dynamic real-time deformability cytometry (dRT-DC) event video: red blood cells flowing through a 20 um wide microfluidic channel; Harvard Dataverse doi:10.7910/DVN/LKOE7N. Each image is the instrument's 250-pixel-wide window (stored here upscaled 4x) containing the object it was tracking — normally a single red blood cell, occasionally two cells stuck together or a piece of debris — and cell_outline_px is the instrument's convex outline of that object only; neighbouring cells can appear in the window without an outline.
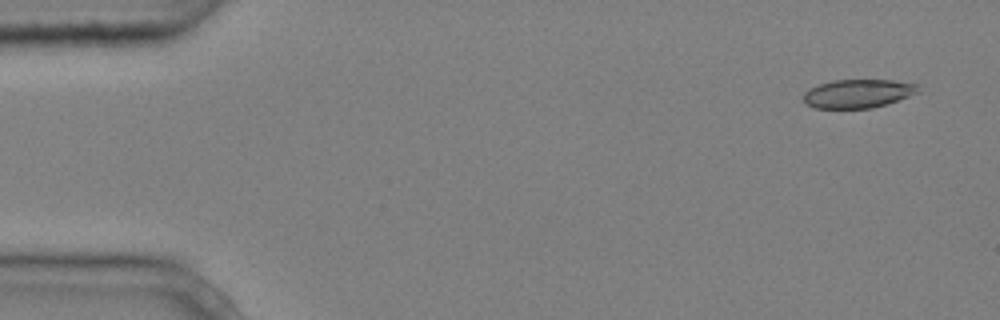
{"species": "common noctule bat (a hibernating species)", "species_latin": "Nyctalus noctula", "temperature_condition": "cold", "stored_images_in_passage": 7, "camera_frame_rate_fps": 3000, "um_per_image_px": 0.085, "animal": {"sex": "male", "body_mass_g": 20.4}, "frame": {"image": 1, "passage_image": 1, "time_ms": 0.0, "image_size_px": [1000, 320], "cell_outline_px": [[920, 92], [872, 108], [816, 108], [808, 104], [804, 100], [804, 92], [808, 88], [820, 84], [836, 80], [892, 80], [920, 84]], "centroid_in_image_um": [72.95, 7.94], "position_along_channel_um": 12.0, "area_um2": 18.96}}
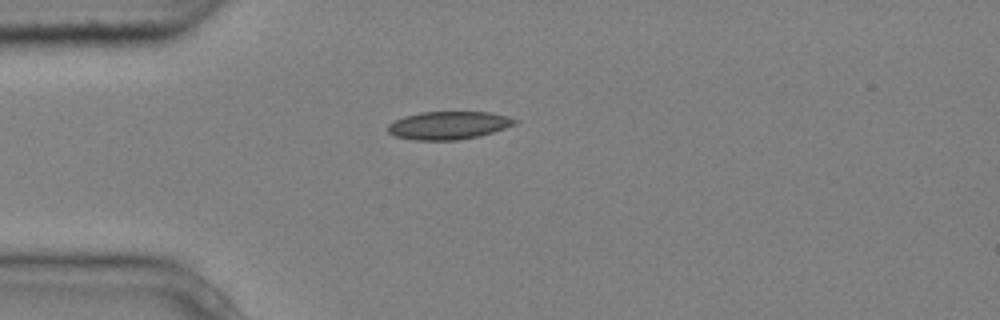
{"frame": {"image": 2, "passage_image": 4, "time_ms": 1.0, "image_size_px": [1000, 320], "cell_outline_px": [[520, 120], [516, 124], [480, 136], [456, 140], [412, 140], [396, 136], [388, 132], [388, 124], [404, 116], [420, 112], [492, 112], [508, 116]], "centroid_in_image_um": [38.15, 10.65], "position_along_channel_um": 46.8, "area_um2": 20.75}}
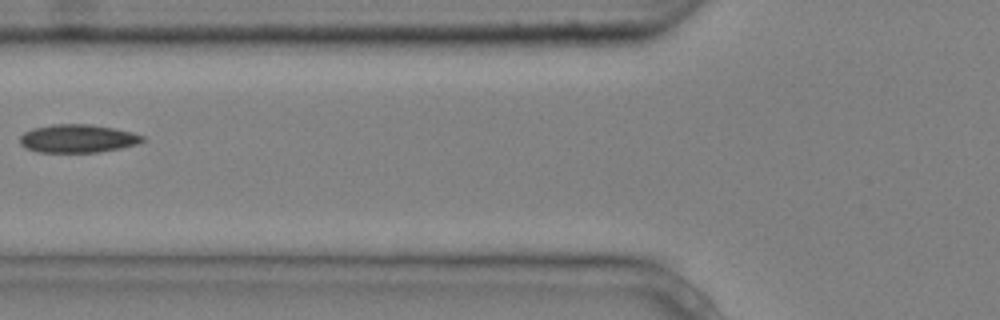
{"frame": {"image": 3, "passage_image": 6, "time_ms": 1.667, "image_size_px": [1000, 320], "cell_outline_px": [[144, 140], [136, 144], [120, 148], [96, 152], [40, 152], [24, 148], [20, 144], [20, 136], [24, 132], [32, 128], [52, 124], [92, 124], [132, 132], [144, 136]], "centroid_in_image_um": [6.56, 11.77], "position_along_channel_um": 119.2, "area_um2": 20.11}}